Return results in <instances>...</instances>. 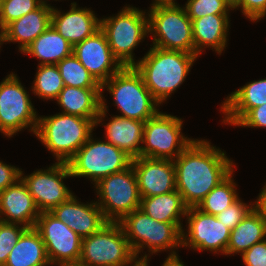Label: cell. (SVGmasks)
<instances>
[{
	"mask_svg": "<svg viewBox=\"0 0 266 266\" xmlns=\"http://www.w3.org/2000/svg\"><path fill=\"white\" fill-rule=\"evenodd\" d=\"M176 190L189 207H197L205 196L232 172L226 153L206 140H193L174 160Z\"/></svg>",
	"mask_w": 266,
	"mask_h": 266,
	"instance_id": "obj_1",
	"label": "cell"
},
{
	"mask_svg": "<svg viewBox=\"0 0 266 266\" xmlns=\"http://www.w3.org/2000/svg\"><path fill=\"white\" fill-rule=\"evenodd\" d=\"M196 59L195 54L153 46L134 67L154 99L161 104L185 81Z\"/></svg>",
	"mask_w": 266,
	"mask_h": 266,
	"instance_id": "obj_2",
	"label": "cell"
},
{
	"mask_svg": "<svg viewBox=\"0 0 266 266\" xmlns=\"http://www.w3.org/2000/svg\"><path fill=\"white\" fill-rule=\"evenodd\" d=\"M95 127L92 119L58 113L38 117L35 135L56 156L57 162L67 163L89 139Z\"/></svg>",
	"mask_w": 266,
	"mask_h": 266,
	"instance_id": "obj_3",
	"label": "cell"
},
{
	"mask_svg": "<svg viewBox=\"0 0 266 266\" xmlns=\"http://www.w3.org/2000/svg\"><path fill=\"white\" fill-rule=\"evenodd\" d=\"M136 256L148 247L151 254L172 249L168 257H177L175 248L182 246V224L161 222L136 209L118 222ZM145 245V246H144ZM174 249V250H173Z\"/></svg>",
	"mask_w": 266,
	"mask_h": 266,
	"instance_id": "obj_4",
	"label": "cell"
},
{
	"mask_svg": "<svg viewBox=\"0 0 266 266\" xmlns=\"http://www.w3.org/2000/svg\"><path fill=\"white\" fill-rule=\"evenodd\" d=\"M114 98L115 106L124 118L147 121L155 116L159 103L145 86L141 74L134 66H125L101 84Z\"/></svg>",
	"mask_w": 266,
	"mask_h": 266,
	"instance_id": "obj_5",
	"label": "cell"
},
{
	"mask_svg": "<svg viewBox=\"0 0 266 266\" xmlns=\"http://www.w3.org/2000/svg\"><path fill=\"white\" fill-rule=\"evenodd\" d=\"M148 29L153 46L194 54L192 21L177 3L151 4Z\"/></svg>",
	"mask_w": 266,
	"mask_h": 266,
	"instance_id": "obj_6",
	"label": "cell"
},
{
	"mask_svg": "<svg viewBox=\"0 0 266 266\" xmlns=\"http://www.w3.org/2000/svg\"><path fill=\"white\" fill-rule=\"evenodd\" d=\"M132 157L108 141L92 138L67 162L72 177H87L94 184L131 166Z\"/></svg>",
	"mask_w": 266,
	"mask_h": 266,
	"instance_id": "obj_7",
	"label": "cell"
},
{
	"mask_svg": "<svg viewBox=\"0 0 266 266\" xmlns=\"http://www.w3.org/2000/svg\"><path fill=\"white\" fill-rule=\"evenodd\" d=\"M136 7H123L114 17L101 19V30L105 33L113 55L125 66H134L133 49L149 35L148 17Z\"/></svg>",
	"mask_w": 266,
	"mask_h": 266,
	"instance_id": "obj_8",
	"label": "cell"
},
{
	"mask_svg": "<svg viewBox=\"0 0 266 266\" xmlns=\"http://www.w3.org/2000/svg\"><path fill=\"white\" fill-rule=\"evenodd\" d=\"M135 258L121 225L108 222L98 232L82 239L77 266H126Z\"/></svg>",
	"mask_w": 266,
	"mask_h": 266,
	"instance_id": "obj_9",
	"label": "cell"
},
{
	"mask_svg": "<svg viewBox=\"0 0 266 266\" xmlns=\"http://www.w3.org/2000/svg\"><path fill=\"white\" fill-rule=\"evenodd\" d=\"M94 186L100 198L96 203L108 222H119L140 207L141 196L132 165L102 178Z\"/></svg>",
	"mask_w": 266,
	"mask_h": 266,
	"instance_id": "obj_10",
	"label": "cell"
},
{
	"mask_svg": "<svg viewBox=\"0 0 266 266\" xmlns=\"http://www.w3.org/2000/svg\"><path fill=\"white\" fill-rule=\"evenodd\" d=\"M182 124L181 118L160 111L145 121L141 156L174 160L194 140L183 136Z\"/></svg>",
	"mask_w": 266,
	"mask_h": 266,
	"instance_id": "obj_11",
	"label": "cell"
},
{
	"mask_svg": "<svg viewBox=\"0 0 266 266\" xmlns=\"http://www.w3.org/2000/svg\"><path fill=\"white\" fill-rule=\"evenodd\" d=\"M38 117L17 75L10 73L0 83V132L12 137L30 127L35 134Z\"/></svg>",
	"mask_w": 266,
	"mask_h": 266,
	"instance_id": "obj_12",
	"label": "cell"
},
{
	"mask_svg": "<svg viewBox=\"0 0 266 266\" xmlns=\"http://www.w3.org/2000/svg\"><path fill=\"white\" fill-rule=\"evenodd\" d=\"M34 228L43 239L52 266L78 265L82 238L77 233L51 212L40 213Z\"/></svg>",
	"mask_w": 266,
	"mask_h": 266,
	"instance_id": "obj_13",
	"label": "cell"
},
{
	"mask_svg": "<svg viewBox=\"0 0 266 266\" xmlns=\"http://www.w3.org/2000/svg\"><path fill=\"white\" fill-rule=\"evenodd\" d=\"M72 177L67 163L56 162L48 169L37 170L21 179L40 212H51L56 206L67 201L73 193L64 185L62 179Z\"/></svg>",
	"mask_w": 266,
	"mask_h": 266,
	"instance_id": "obj_14",
	"label": "cell"
},
{
	"mask_svg": "<svg viewBox=\"0 0 266 266\" xmlns=\"http://www.w3.org/2000/svg\"><path fill=\"white\" fill-rule=\"evenodd\" d=\"M188 233L182 230V247L194 250H209L226 255L231 230L215 215L202 212L197 207H189L186 212ZM187 233V234H185Z\"/></svg>",
	"mask_w": 266,
	"mask_h": 266,
	"instance_id": "obj_15",
	"label": "cell"
},
{
	"mask_svg": "<svg viewBox=\"0 0 266 266\" xmlns=\"http://www.w3.org/2000/svg\"><path fill=\"white\" fill-rule=\"evenodd\" d=\"M72 53L100 84L124 67L113 55L101 29L74 45Z\"/></svg>",
	"mask_w": 266,
	"mask_h": 266,
	"instance_id": "obj_16",
	"label": "cell"
},
{
	"mask_svg": "<svg viewBox=\"0 0 266 266\" xmlns=\"http://www.w3.org/2000/svg\"><path fill=\"white\" fill-rule=\"evenodd\" d=\"M141 197L166 194L176 190L173 160L136 157L131 163Z\"/></svg>",
	"mask_w": 266,
	"mask_h": 266,
	"instance_id": "obj_17",
	"label": "cell"
},
{
	"mask_svg": "<svg viewBox=\"0 0 266 266\" xmlns=\"http://www.w3.org/2000/svg\"><path fill=\"white\" fill-rule=\"evenodd\" d=\"M51 213L82 239L98 232L108 221L97 203H81L74 194L56 206Z\"/></svg>",
	"mask_w": 266,
	"mask_h": 266,
	"instance_id": "obj_18",
	"label": "cell"
},
{
	"mask_svg": "<svg viewBox=\"0 0 266 266\" xmlns=\"http://www.w3.org/2000/svg\"><path fill=\"white\" fill-rule=\"evenodd\" d=\"M40 213L27 185L21 178L14 185L0 192V221L33 228ZM3 215L5 217H2Z\"/></svg>",
	"mask_w": 266,
	"mask_h": 266,
	"instance_id": "obj_19",
	"label": "cell"
},
{
	"mask_svg": "<svg viewBox=\"0 0 266 266\" xmlns=\"http://www.w3.org/2000/svg\"><path fill=\"white\" fill-rule=\"evenodd\" d=\"M64 114L92 119L95 126L106 116L107 105L101 88H78L64 86L55 99Z\"/></svg>",
	"mask_w": 266,
	"mask_h": 266,
	"instance_id": "obj_20",
	"label": "cell"
},
{
	"mask_svg": "<svg viewBox=\"0 0 266 266\" xmlns=\"http://www.w3.org/2000/svg\"><path fill=\"white\" fill-rule=\"evenodd\" d=\"M76 2L71 3L67 13L52 8L51 25L72 46L94 35L101 29V19L87 8H79Z\"/></svg>",
	"mask_w": 266,
	"mask_h": 266,
	"instance_id": "obj_21",
	"label": "cell"
},
{
	"mask_svg": "<svg viewBox=\"0 0 266 266\" xmlns=\"http://www.w3.org/2000/svg\"><path fill=\"white\" fill-rule=\"evenodd\" d=\"M52 8L40 5L37 9L9 23L3 29L4 42H18L22 53L51 25Z\"/></svg>",
	"mask_w": 266,
	"mask_h": 266,
	"instance_id": "obj_22",
	"label": "cell"
},
{
	"mask_svg": "<svg viewBox=\"0 0 266 266\" xmlns=\"http://www.w3.org/2000/svg\"><path fill=\"white\" fill-rule=\"evenodd\" d=\"M225 99L222 123L235 126L252 108L266 104V78L247 83Z\"/></svg>",
	"mask_w": 266,
	"mask_h": 266,
	"instance_id": "obj_23",
	"label": "cell"
},
{
	"mask_svg": "<svg viewBox=\"0 0 266 266\" xmlns=\"http://www.w3.org/2000/svg\"><path fill=\"white\" fill-rule=\"evenodd\" d=\"M229 15L209 14L192 20L194 54L199 56L204 48H212L221 55L227 44Z\"/></svg>",
	"mask_w": 266,
	"mask_h": 266,
	"instance_id": "obj_24",
	"label": "cell"
},
{
	"mask_svg": "<svg viewBox=\"0 0 266 266\" xmlns=\"http://www.w3.org/2000/svg\"><path fill=\"white\" fill-rule=\"evenodd\" d=\"M145 122L113 116L104 125L107 141L125 151L132 158L141 156V146Z\"/></svg>",
	"mask_w": 266,
	"mask_h": 266,
	"instance_id": "obj_25",
	"label": "cell"
},
{
	"mask_svg": "<svg viewBox=\"0 0 266 266\" xmlns=\"http://www.w3.org/2000/svg\"><path fill=\"white\" fill-rule=\"evenodd\" d=\"M51 266L39 232L27 228L10 252L4 266Z\"/></svg>",
	"mask_w": 266,
	"mask_h": 266,
	"instance_id": "obj_26",
	"label": "cell"
},
{
	"mask_svg": "<svg viewBox=\"0 0 266 266\" xmlns=\"http://www.w3.org/2000/svg\"><path fill=\"white\" fill-rule=\"evenodd\" d=\"M266 238V221L253 208L246 217L230 232L226 255L240 253L241 255L252 245Z\"/></svg>",
	"mask_w": 266,
	"mask_h": 266,
	"instance_id": "obj_27",
	"label": "cell"
},
{
	"mask_svg": "<svg viewBox=\"0 0 266 266\" xmlns=\"http://www.w3.org/2000/svg\"><path fill=\"white\" fill-rule=\"evenodd\" d=\"M72 51L73 46L50 25L22 53L38 58L39 65H57L62 59L70 56Z\"/></svg>",
	"mask_w": 266,
	"mask_h": 266,
	"instance_id": "obj_28",
	"label": "cell"
},
{
	"mask_svg": "<svg viewBox=\"0 0 266 266\" xmlns=\"http://www.w3.org/2000/svg\"><path fill=\"white\" fill-rule=\"evenodd\" d=\"M187 208L177 190L151 197H141L139 207L151 218L169 223H181V215L186 216Z\"/></svg>",
	"mask_w": 266,
	"mask_h": 266,
	"instance_id": "obj_29",
	"label": "cell"
},
{
	"mask_svg": "<svg viewBox=\"0 0 266 266\" xmlns=\"http://www.w3.org/2000/svg\"><path fill=\"white\" fill-rule=\"evenodd\" d=\"M232 175L233 172L219 185L214 187L198 204L197 208L204 213L216 216L236 201L239 197Z\"/></svg>",
	"mask_w": 266,
	"mask_h": 266,
	"instance_id": "obj_30",
	"label": "cell"
},
{
	"mask_svg": "<svg viewBox=\"0 0 266 266\" xmlns=\"http://www.w3.org/2000/svg\"><path fill=\"white\" fill-rule=\"evenodd\" d=\"M64 86L101 88V84L72 53L57 64Z\"/></svg>",
	"mask_w": 266,
	"mask_h": 266,
	"instance_id": "obj_31",
	"label": "cell"
},
{
	"mask_svg": "<svg viewBox=\"0 0 266 266\" xmlns=\"http://www.w3.org/2000/svg\"><path fill=\"white\" fill-rule=\"evenodd\" d=\"M32 91L39 98L56 99L64 88V83L57 65H38Z\"/></svg>",
	"mask_w": 266,
	"mask_h": 266,
	"instance_id": "obj_32",
	"label": "cell"
},
{
	"mask_svg": "<svg viewBox=\"0 0 266 266\" xmlns=\"http://www.w3.org/2000/svg\"><path fill=\"white\" fill-rule=\"evenodd\" d=\"M184 8L191 21L209 14L229 15V10H233L228 0H188Z\"/></svg>",
	"mask_w": 266,
	"mask_h": 266,
	"instance_id": "obj_33",
	"label": "cell"
},
{
	"mask_svg": "<svg viewBox=\"0 0 266 266\" xmlns=\"http://www.w3.org/2000/svg\"><path fill=\"white\" fill-rule=\"evenodd\" d=\"M39 6L37 0H3L0 6V29L3 30L9 23Z\"/></svg>",
	"mask_w": 266,
	"mask_h": 266,
	"instance_id": "obj_34",
	"label": "cell"
},
{
	"mask_svg": "<svg viewBox=\"0 0 266 266\" xmlns=\"http://www.w3.org/2000/svg\"><path fill=\"white\" fill-rule=\"evenodd\" d=\"M26 229V226H19L18 223L0 221V266L6 264L10 252Z\"/></svg>",
	"mask_w": 266,
	"mask_h": 266,
	"instance_id": "obj_35",
	"label": "cell"
},
{
	"mask_svg": "<svg viewBox=\"0 0 266 266\" xmlns=\"http://www.w3.org/2000/svg\"><path fill=\"white\" fill-rule=\"evenodd\" d=\"M250 205L251 206L247 205L238 198L228 208L218 213L216 218L230 230H233L235 226L254 208V203H251Z\"/></svg>",
	"mask_w": 266,
	"mask_h": 266,
	"instance_id": "obj_36",
	"label": "cell"
},
{
	"mask_svg": "<svg viewBox=\"0 0 266 266\" xmlns=\"http://www.w3.org/2000/svg\"><path fill=\"white\" fill-rule=\"evenodd\" d=\"M242 9V13L252 22L263 19L266 15V0H235L232 8Z\"/></svg>",
	"mask_w": 266,
	"mask_h": 266,
	"instance_id": "obj_37",
	"label": "cell"
},
{
	"mask_svg": "<svg viewBox=\"0 0 266 266\" xmlns=\"http://www.w3.org/2000/svg\"><path fill=\"white\" fill-rule=\"evenodd\" d=\"M241 257L246 266H266V239L252 245Z\"/></svg>",
	"mask_w": 266,
	"mask_h": 266,
	"instance_id": "obj_38",
	"label": "cell"
},
{
	"mask_svg": "<svg viewBox=\"0 0 266 266\" xmlns=\"http://www.w3.org/2000/svg\"><path fill=\"white\" fill-rule=\"evenodd\" d=\"M236 126L266 128V104L252 108Z\"/></svg>",
	"mask_w": 266,
	"mask_h": 266,
	"instance_id": "obj_39",
	"label": "cell"
},
{
	"mask_svg": "<svg viewBox=\"0 0 266 266\" xmlns=\"http://www.w3.org/2000/svg\"><path fill=\"white\" fill-rule=\"evenodd\" d=\"M20 178V168L7 165L0 161V192L11 185H14Z\"/></svg>",
	"mask_w": 266,
	"mask_h": 266,
	"instance_id": "obj_40",
	"label": "cell"
},
{
	"mask_svg": "<svg viewBox=\"0 0 266 266\" xmlns=\"http://www.w3.org/2000/svg\"><path fill=\"white\" fill-rule=\"evenodd\" d=\"M254 204V209L266 221V185L262 189Z\"/></svg>",
	"mask_w": 266,
	"mask_h": 266,
	"instance_id": "obj_41",
	"label": "cell"
},
{
	"mask_svg": "<svg viewBox=\"0 0 266 266\" xmlns=\"http://www.w3.org/2000/svg\"><path fill=\"white\" fill-rule=\"evenodd\" d=\"M162 266H185L179 257H167Z\"/></svg>",
	"mask_w": 266,
	"mask_h": 266,
	"instance_id": "obj_42",
	"label": "cell"
},
{
	"mask_svg": "<svg viewBox=\"0 0 266 266\" xmlns=\"http://www.w3.org/2000/svg\"><path fill=\"white\" fill-rule=\"evenodd\" d=\"M148 254L146 255H143V257H141V258H138V260H137V258H135L133 261H132V263L130 264V266L132 265V266H148ZM126 266H128V265H126Z\"/></svg>",
	"mask_w": 266,
	"mask_h": 266,
	"instance_id": "obj_43",
	"label": "cell"
},
{
	"mask_svg": "<svg viewBox=\"0 0 266 266\" xmlns=\"http://www.w3.org/2000/svg\"><path fill=\"white\" fill-rule=\"evenodd\" d=\"M167 3H175L174 0H154L153 5L155 4H167Z\"/></svg>",
	"mask_w": 266,
	"mask_h": 266,
	"instance_id": "obj_44",
	"label": "cell"
},
{
	"mask_svg": "<svg viewBox=\"0 0 266 266\" xmlns=\"http://www.w3.org/2000/svg\"><path fill=\"white\" fill-rule=\"evenodd\" d=\"M37 2H38L40 5L47 6V7H52V6H50L49 4H47V2H46L45 0H37Z\"/></svg>",
	"mask_w": 266,
	"mask_h": 266,
	"instance_id": "obj_45",
	"label": "cell"
},
{
	"mask_svg": "<svg viewBox=\"0 0 266 266\" xmlns=\"http://www.w3.org/2000/svg\"><path fill=\"white\" fill-rule=\"evenodd\" d=\"M4 43V39H3V30L0 29V45H2ZM1 47V46H0Z\"/></svg>",
	"mask_w": 266,
	"mask_h": 266,
	"instance_id": "obj_46",
	"label": "cell"
}]
</instances>
